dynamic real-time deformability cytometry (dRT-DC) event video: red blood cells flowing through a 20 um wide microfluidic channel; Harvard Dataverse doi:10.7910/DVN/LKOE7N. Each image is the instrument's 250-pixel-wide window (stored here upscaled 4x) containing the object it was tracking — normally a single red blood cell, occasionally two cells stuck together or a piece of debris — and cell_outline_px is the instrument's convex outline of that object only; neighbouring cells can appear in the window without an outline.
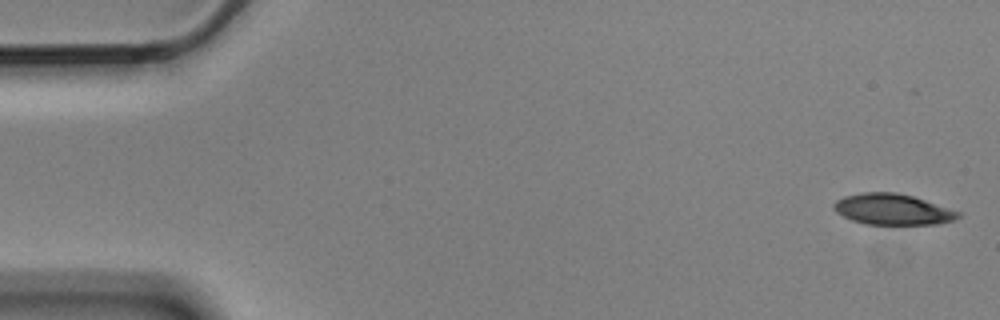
{"species": "Egyptian fruit bat (a non-hibernating species)", "species_latin": "Rousettus aegyptiacus", "temperature_condition": "cold", "stored_images_in_passage": 4, "camera_frame_rate_fps": 3000, "um_per_image_px": 0.085, "animal": {"sex": "male"}, "frame": {"image": 1, "passage_image": 1, "time_ms": 0.0, "image_size_px": [1000, 320], "cell_outline_px": [[960, 216], [956, 220], [936, 224], [868, 224], [852, 220], [836, 212], [832, 208], [832, 204], [836, 200], [844, 196], [864, 192], [896, 192], [912, 196], [960, 212]], "centroid_in_image_um": [75.84, 17.79], "position_along_channel_um": 9.2, "area_um2": 22.25}}
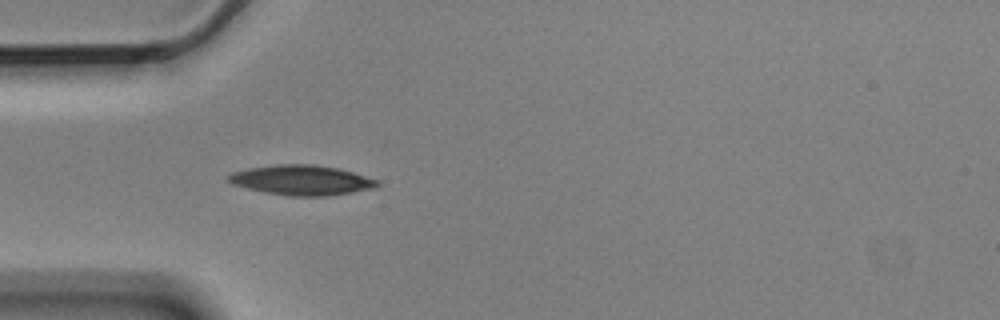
{"frame": {"image": 2, "passage_image": 4, "time_ms": 1.0, "image_size_px": [1000, 320], "cell_outline_px": [[380, 184], [376, 188], [328, 196], [288, 196], [264, 192], [232, 184], [228, 180], [228, 176], [232, 172], [248, 168], [276, 164], [312, 164], [336, 168], [352, 172], [380, 180]], "centroid_in_image_um": [25.66, 15.31], "position_along_channel_um": 59.3, "area_um2": 26.01}}